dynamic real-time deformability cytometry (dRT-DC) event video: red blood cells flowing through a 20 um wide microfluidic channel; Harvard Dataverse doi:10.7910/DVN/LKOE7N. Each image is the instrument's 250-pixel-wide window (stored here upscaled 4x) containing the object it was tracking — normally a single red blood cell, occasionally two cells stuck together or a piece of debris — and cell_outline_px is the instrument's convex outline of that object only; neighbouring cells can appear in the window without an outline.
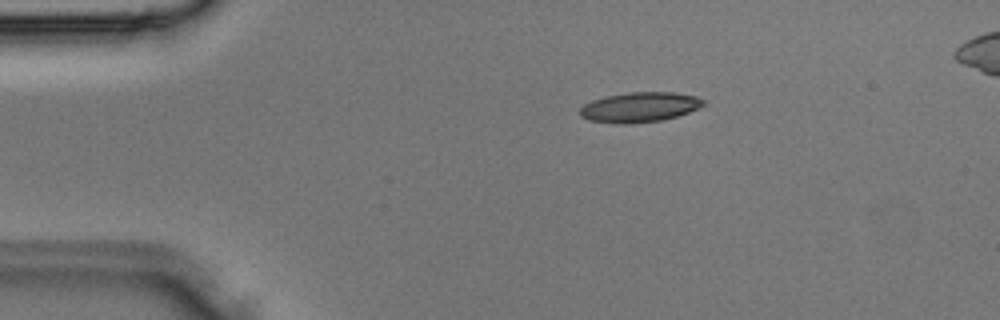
{"species": "Egyptian fruit bat (a non-hibernating species)", "species_latin": "Rousettus aegyptiacus", "temperature_condition": "room temperature", "stored_images_in_passage": 31, "camera_frame_rate_fps": 3000, "um_per_image_px": 0.085, "animal": {"sex": "male"}, "frame": {"image": 1, "passage_image": 1, "time_ms": 0.0, "image_size_px": [1000, 320], "cell_outline_px": [[704, 104], [688, 112], [676, 116], [660, 120], [628, 124], [616, 124], [588, 120], [580, 116], [580, 108], [584, 104], [592, 100], [608, 96], [628, 92], [672, 92], [696, 96], [704, 100]], "centroid_in_image_um": [54.32, 9.11], "position_along_channel_um": 30.7, "area_um2": 21.39}}
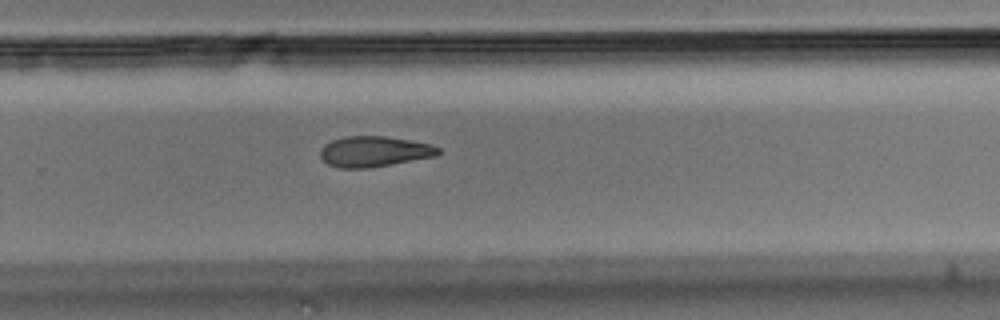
{"frame": {"image": 2, "passage_image": 18, "time_ms": 5.667, "image_size_px": [1000, 320], "cell_outline_px": [[440, 156], [368, 168], [340, 168], [328, 164], [320, 156], [320, 148], [324, 144], [332, 140], [344, 136], [384, 136], [432, 144], [440, 148]], "centroid_in_image_um": [31.83, 12.88], "position_along_channel_um": 298.0, "area_um2": 21.21}}
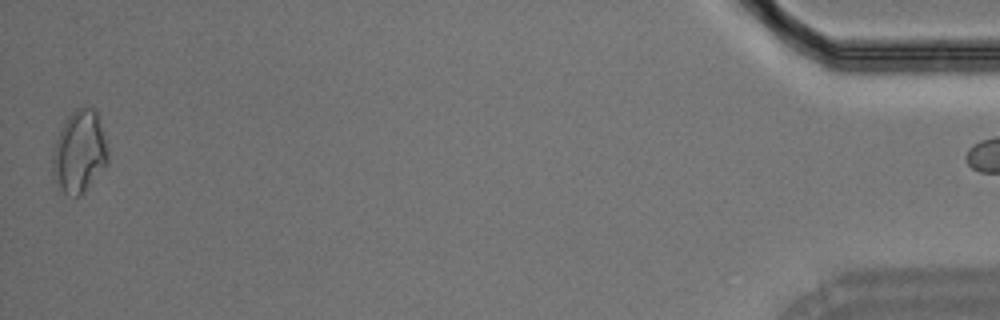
{"frame": {"image": 3, "passage_image": 30, "time_ms": 9.667, "image_size_px": [1000, 320], "cell_outline_px": [[108, 160], [104, 168], [84, 192], [80, 196], [68, 196], [60, 188], [52, 172], [52, 156], [56, 140], [68, 116], [76, 108], [96, 108], [108, 148]], "centroid_in_image_um": [6.76, 12.91], "position_along_channel_um": 428.4, "area_um2": 26.3}}